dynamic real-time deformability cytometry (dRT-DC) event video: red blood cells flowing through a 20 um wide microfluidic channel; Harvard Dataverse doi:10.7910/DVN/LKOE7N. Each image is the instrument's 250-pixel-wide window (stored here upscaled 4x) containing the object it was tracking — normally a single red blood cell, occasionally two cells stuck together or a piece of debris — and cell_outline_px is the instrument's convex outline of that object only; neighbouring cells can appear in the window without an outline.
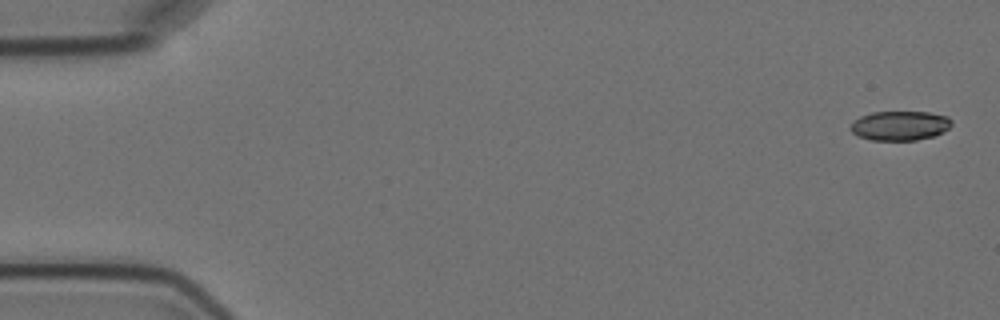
{"species": "Egyptian fruit bat (a non-hibernating species)", "species_latin": "Rousettus aegyptiacus", "temperature_condition": "cold", "stored_images_in_passage": 6, "camera_frame_rate_fps": 3000, "um_per_image_px": 0.085, "animal": {"sex": "female"}, "frame": {"image": 1, "passage_image": 1, "time_ms": 0.0, "image_size_px": [1000, 320], "cell_outline_px": [[952, 124], [948, 128], [932, 136], [916, 140], [872, 140], [856, 136], [848, 128], [860, 116], [872, 112], [928, 112], [948, 116], [952, 120]], "centroid_in_image_um": [76.47, 10.68], "position_along_channel_um": 8.5, "area_um2": 17.28}}